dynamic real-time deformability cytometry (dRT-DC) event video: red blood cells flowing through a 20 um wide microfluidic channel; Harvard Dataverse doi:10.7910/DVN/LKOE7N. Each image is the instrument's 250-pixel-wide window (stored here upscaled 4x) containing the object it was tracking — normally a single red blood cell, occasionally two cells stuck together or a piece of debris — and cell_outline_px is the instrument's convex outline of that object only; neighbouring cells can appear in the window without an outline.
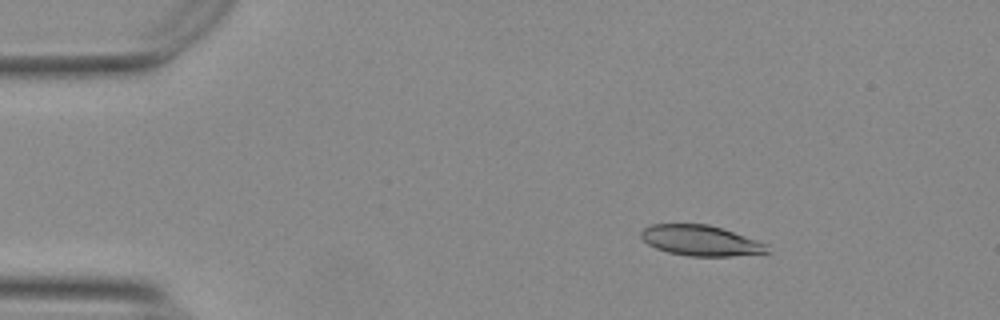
{"species": "Egyptian fruit bat (a non-hibernating species)", "species_latin": "Rousettus aegyptiacus", "temperature_condition": "warm", "stored_images_in_passage": 47, "camera_frame_rate_fps": 3000, "um_per_image_px": 0.085, "animal": {"sex": "female"}, "frame": {"image": 1, "passage_image": 1, "time_ms": 0.0, "image_size_px": [1000, 320], "cell_outline_px": [[768, 252], [732, 256], [688, 256], [668, 252], [656, 248], [648, 244], [640, 236], [640, 232], [644, 228], [652, 224], [708, 224], [756, 240], [764, 244]], "centroid_in_image_um": [59.47, 20.44], "position_along_channel_um": 25.5, "area_um2": 21.96}}
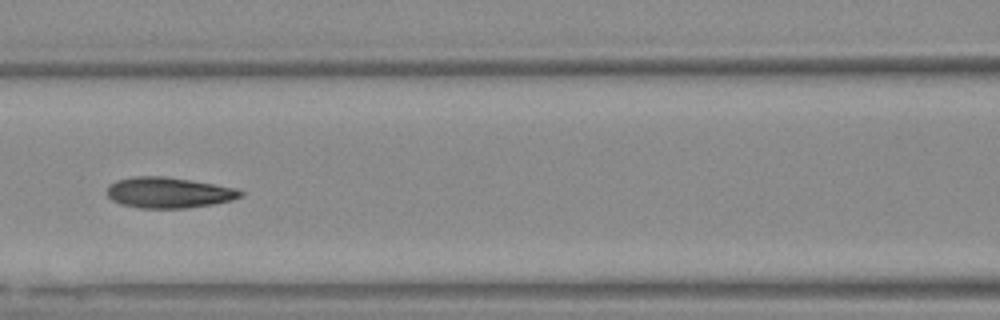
{"frame": {"image": 2, "passage_image": 17, "time_ms": 5.333, "image_size_px": [1000, 320], "cell_outline_px": [[244, 196], [232, 200], [212, 204], [184, 208], [140, 208], [120, 204], [112, 200], [108, 196], [108, 188], [116, 180], [132, 176], [168, 176], [236, 188], [244, 192]], "centroid_in_image_um": [14.35, 16.37], "position_along_channel_um": 152.2, "area_um2": 23.93}}
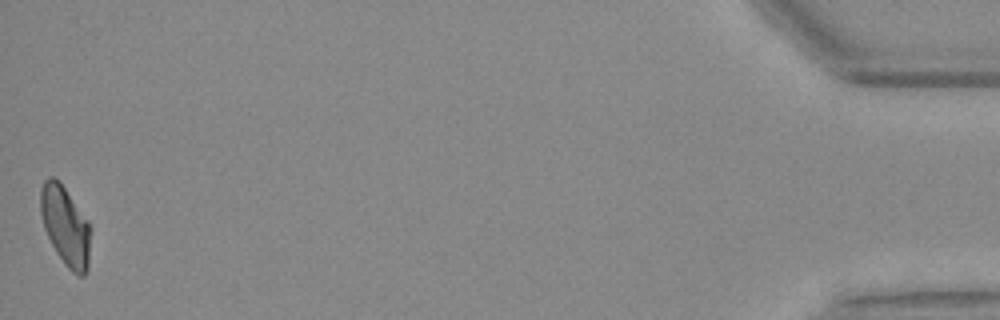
{"frame": {"image": 3, "passage_image": 47, "time_ms": 15.333, "image_size_px": [1000, 320], "cell_outline_px": [[92, 228], [88, 268], [84, 276], [76, 276], [64, 264], [56, 252], [44, 228], [40, 212], [40, 188], [44, 180], [48, 176], [52, 176], [60, 180], [88, 220]], "centroid_in_image_um": [5.58, 19.19], "position_along_channel_um": 429.6, "area_um2": 23.7}, "authors_computed_cell_mechanics": {"area_um2": 23.4668, "velocity_mm_per_s": 3.7319, "shape_relaxation_time_tau1_ms": 6.731, "shape_relaxation_time_tau2_ms": 1.3071, "deformation_change_tau1": 0.1926, "deformation_change_tau2": 0.0773}}